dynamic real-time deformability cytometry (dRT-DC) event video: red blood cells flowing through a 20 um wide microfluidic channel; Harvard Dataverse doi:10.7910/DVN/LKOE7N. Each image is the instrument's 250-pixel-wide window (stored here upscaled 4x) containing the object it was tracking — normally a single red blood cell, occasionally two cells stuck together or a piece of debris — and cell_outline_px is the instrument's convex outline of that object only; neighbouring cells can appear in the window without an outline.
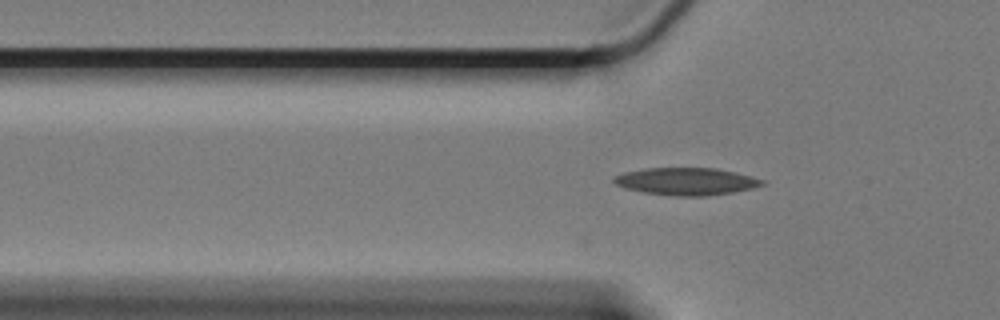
{"species": "Egyptian fruit bat (a non-hibernating species)", "species_latin": "Rousettus aegyptiacus", "temperature_condition": "cold", "stored_images_in_passage": 5, "camera_frame_rate_fps": 3000, "um_per_image_px": 0.085, "animal": {"sex": "female"}, "frame": {"image": 1, "passage_image": 5, "time_ms": 1.333, "image_size_px": [1000, 320], "cell_outline_px": [[764, 184], [752, 188], [732, 192], [704, 196], [676, 196], [644, 192], [624, 188], [616, 184], [612, 180], [616, 176], [624, 172], [648, 168], [716, 168], [736, 172], [752, 176], [764, 180]], "centroid_in_image_um": [58.34, 15.41], "position_along_channel_um": 67.5, "area_um2": 23.47}}